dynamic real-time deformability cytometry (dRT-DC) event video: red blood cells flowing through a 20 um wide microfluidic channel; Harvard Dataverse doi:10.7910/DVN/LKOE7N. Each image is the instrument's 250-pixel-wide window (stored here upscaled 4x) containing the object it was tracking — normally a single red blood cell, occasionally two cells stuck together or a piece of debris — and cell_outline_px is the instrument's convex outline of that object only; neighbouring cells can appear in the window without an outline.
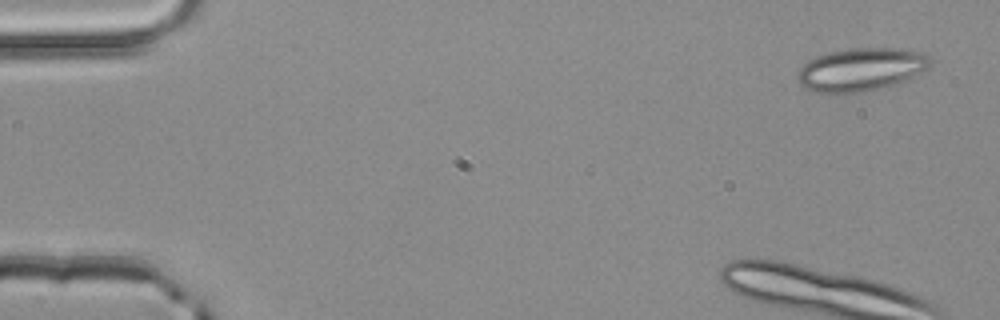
{"species": "common noctule bat (a hibernating species)", "species_latin": "Nyctalus noctula", "temperature_condition": "room temperature", "stored_images_in_passage": 13, "camera_frame_rate_fps": 3000, "um_per_image_px": 0.085, "animal": {"sex": "male", "body_mass_g": 20.4}, "frame": {"image": 1, "passage_image": 3, "time_ms": 0.667, "image_size_px": [1000, 320], "cell_outline_px": [[932, 60], [924, 68], [908, 80], [900, 84], [860, 92], [812, 92], [804, 88], [800, 84], [796, 72], [808, 60], [816, 56], [828, 52], [848, 48], [908, 48], [924, 52]], "centroid_in_image_um": [73.18, 5.89], "position_along_channel_um": 11.8, "area_um2": 33.47}}